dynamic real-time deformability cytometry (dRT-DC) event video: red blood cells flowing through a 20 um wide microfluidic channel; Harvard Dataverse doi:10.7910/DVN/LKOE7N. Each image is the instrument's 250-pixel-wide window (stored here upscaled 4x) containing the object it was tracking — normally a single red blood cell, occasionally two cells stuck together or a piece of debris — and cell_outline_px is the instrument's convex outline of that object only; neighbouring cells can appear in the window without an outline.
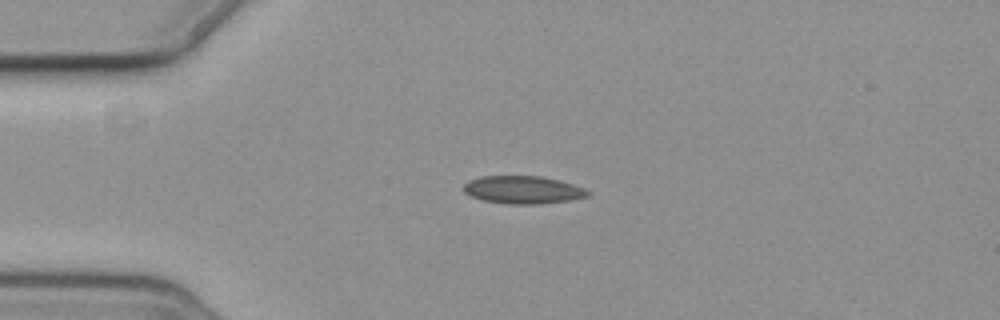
{"species": "common noctule bat (a hibernating species)", "species_latin": "Nyctalus noctula", "temperature_condition": "cold", "stored_images_in_passage": 1, "camera_frame_rate_fps": 3000, "um_per_image_px": 0.085, "animal": {"sex": "female", "body_mass_g": 19.3, "forearm_length_mm": 54.1}, "frame": {"image": 1, "passage_image": 1, "time_ms": 0.0, "image_size_px": [1000, 320], "cell_outline_px": [[592, 192], [588, 196], [568, 200], [532, 204], [508, 204], [484, 200], [472, 196], [464, 192], [464, 184], [468, 180], [480, 176], [540, 176], [560, 180], [584, 188]], "centroid_in_image_um": [44.44, 16.12], "position_along_channel_um": 40.6, "area_um2": 19.94}}